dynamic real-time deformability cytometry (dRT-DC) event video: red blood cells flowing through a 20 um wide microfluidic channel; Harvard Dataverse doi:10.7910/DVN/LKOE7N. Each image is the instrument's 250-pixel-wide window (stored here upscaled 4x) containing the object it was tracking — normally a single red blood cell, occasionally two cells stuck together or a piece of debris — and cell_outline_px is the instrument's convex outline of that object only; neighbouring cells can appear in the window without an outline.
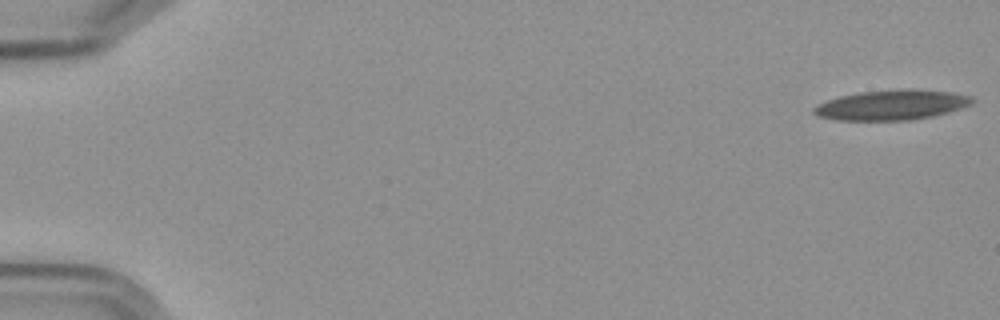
{"species": "Egyptian fruit bat (a non-hibernating species)", "species_latin": "Rousettus aegyptiacus", "temperature_condition": "cold", "stored_images_in_passage": 13, "camera_frame_rate_fps": 3000, "um_per_image_px": 0.085, "frame": {"image": 1, "passage_image": 1, "time_ms": 0.0, "image_size_px": [1000, 320], "cell_outline_px": [[972, 104], [948, 112], [932, 116], [908, 120], [836, 120], [820, 116], [812, 112], [812, 108], [828, 100], [840, 96], [860, 92], [904, 88], [908, 88], [948, 92], [972, 96]], "centroid_in_image_um": [75.79, 8.91], "position_along_channel_um": 9.2, "area_um2": 27.46}}